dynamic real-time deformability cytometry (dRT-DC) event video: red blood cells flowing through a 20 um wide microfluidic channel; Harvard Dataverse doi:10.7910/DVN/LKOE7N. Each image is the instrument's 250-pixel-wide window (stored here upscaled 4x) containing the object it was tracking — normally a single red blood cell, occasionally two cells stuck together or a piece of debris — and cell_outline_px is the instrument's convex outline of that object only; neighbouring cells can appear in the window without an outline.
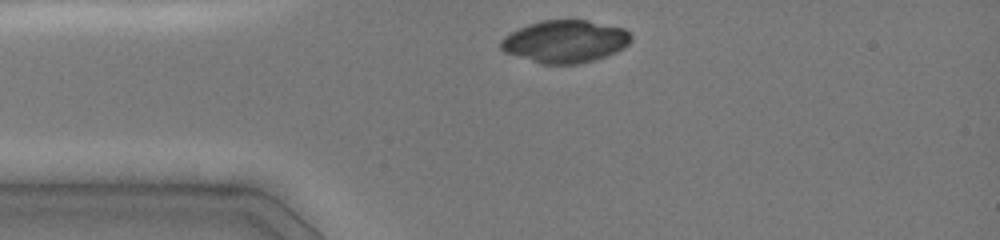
{"species": "common noctule bat (a hibernating species)", "species_latin": "Nyctalus noctula", "temperature_condition": "cold", "stored_images_in_passage": 5, "camera_frame_rate_fps": 3000, "um_per_image_px": 0.085, "animal": {"sex": "female", "body_mass_g": 19.0, "forearm_length_mm": 51.5}, "frame": {"image": 1, "passage_image": 1, "time_ms": 0.0, "image_size_px": [1000, 240], "cell_outline_px": [[632, 40], [624, 48], [616, 52], [596, 60], [576, 64], [540, 64], [504, 52], [500, 48], [500, 40], [504, 36], [528, 24], [540, 20], [588, 20], [624, 28], [632, 36]], "centroid_in_image_um": [48.04, 3.53], "position_along_channel_um": 37.0, "area_um2": 32.43}}